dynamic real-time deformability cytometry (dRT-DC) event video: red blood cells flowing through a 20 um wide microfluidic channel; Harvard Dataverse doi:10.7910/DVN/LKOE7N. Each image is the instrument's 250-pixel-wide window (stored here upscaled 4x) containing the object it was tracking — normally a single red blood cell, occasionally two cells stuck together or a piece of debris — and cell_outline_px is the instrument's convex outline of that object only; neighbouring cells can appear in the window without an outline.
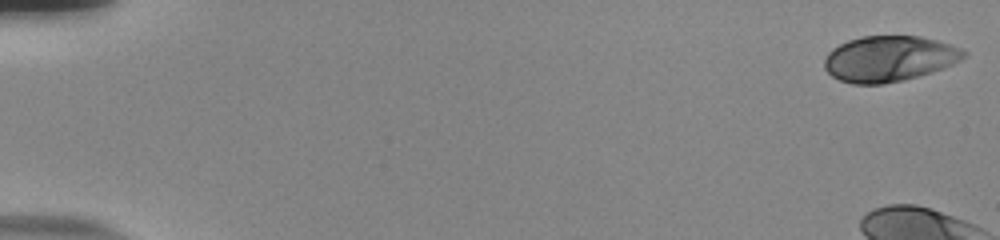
{"species": "human", "species_latin": "Homo sapiens", "temperature_condition": "room temperature", "stored_images_in_passage": 10, "camera_frame_rate_fps": 3000, "um_per_image_px": 0.085, "donor": {"sex": "male"}, "frame": {"image": 1, "passage_image": 1, "time_ms": 0.0, "image_size_px": [1000, 240], "cell_outline_px": [[968, 56], [944, 68], [932, 72], [904, 80], [884, 84], [852, 84], [840, 80], [832, 76], [824, 68], [824, 56], [832, 48], [848, 40], [864, 36], [920, 36], [936, 40], [960, 48], [968, 52]], "centroid_in_image_um": [75.57, 4.99], "position_along_channel_um": 9.4, "area_um2": 37.28}}